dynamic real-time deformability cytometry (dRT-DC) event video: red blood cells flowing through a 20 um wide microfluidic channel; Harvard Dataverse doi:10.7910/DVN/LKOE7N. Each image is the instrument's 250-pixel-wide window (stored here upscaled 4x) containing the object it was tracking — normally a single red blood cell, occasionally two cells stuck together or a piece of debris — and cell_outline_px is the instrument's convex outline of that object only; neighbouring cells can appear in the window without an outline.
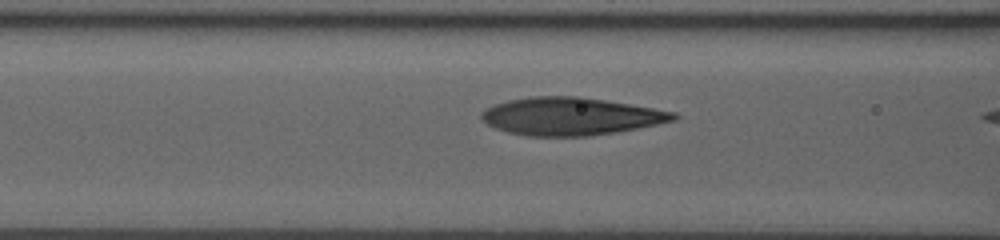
{"species": "human", "species_latin": "Homo sapiens", "temperature_condition": "room temperature", "stored_images_in_passage": 6, "camera_frame_rate_fps": 3000, "um_per_image_px": 0.085, "donor": {"sex": "male"}, "frame": {"image": 1, "passage_image": 4, "time_ms": 1.0, "image_size_px": [1000, 240], "cell_outline_px": [[680, 116], [676, 120], [616, 132], [588, 136], [528, 136], [508, 132], [496, 128], [488, 124], [480, 116], [480, 112], [496, 104], [508, 100], [528, 96], [580, 96], [676, 112]], "centroid_in_image_um": [48.51, 9.88], "position_along_channel_um": 118.1, "area_um2": 41.96}}